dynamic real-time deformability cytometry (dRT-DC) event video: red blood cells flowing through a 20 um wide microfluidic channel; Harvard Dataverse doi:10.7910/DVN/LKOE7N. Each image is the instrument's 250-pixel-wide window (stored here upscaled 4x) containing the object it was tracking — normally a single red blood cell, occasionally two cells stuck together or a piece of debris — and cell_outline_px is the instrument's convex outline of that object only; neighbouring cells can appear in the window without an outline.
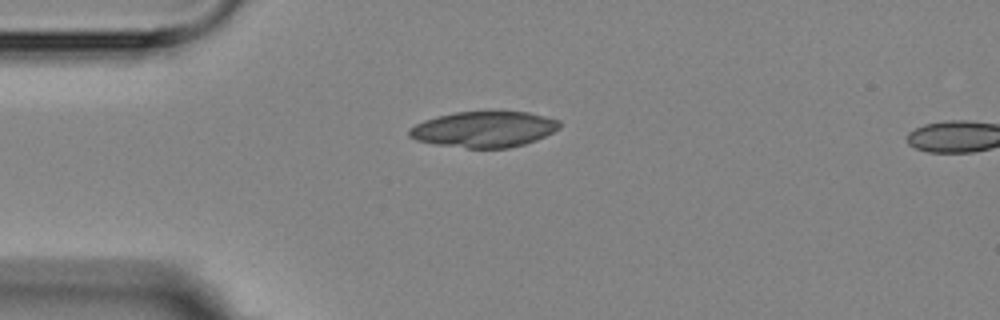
{"species": "Egyptian fruit bat (a non-hibernating species)", "species_latin": "Rousettus aegyptiacus", "temperature_condition": "room temperature", "stored_images_in_passage": 4, "camera_frame_rate_fps": 3000, "um_per_image_px": 0.085, "animal": {"sex": "female"}, "frame": {"image": 1, "passage_image": 4, "time_ms": 4.333, "image_size_px": [1000, 320], "cell_outline_px": [[560, 128], [536, 140], [524, 144], [508, 148], [468, 148], [436, 144], [416, 140], [408, 136], [408, 128], [424, 120], [436, 116], [456, 112], [488, 108], [528, 112], [560, 120]], "centroid_in_image_um": [41.14, 10.94], "position_along_channel_um": 43.9, "area_um2": 32.37}}